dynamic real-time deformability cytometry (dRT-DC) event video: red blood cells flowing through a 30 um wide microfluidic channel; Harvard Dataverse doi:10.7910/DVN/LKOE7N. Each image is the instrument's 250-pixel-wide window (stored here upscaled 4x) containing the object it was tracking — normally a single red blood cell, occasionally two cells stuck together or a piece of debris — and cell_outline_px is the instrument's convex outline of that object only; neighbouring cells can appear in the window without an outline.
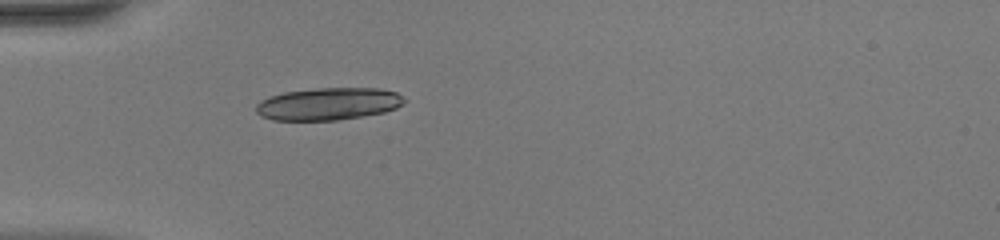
{"species": "common noctule bat (a hibernating species)", "species_latin": "Nyctalus noctula", "temperature_condition": "warm", "stored_images_in_passage": 35, "camera_frame_rate_fps": 3000, "um_per_image_px": 0.085, "animal": {"sex": "female", "body_mass_g": 20.0, "forearm_length_mm": 54.0}, "frame": {"image": 1, "passage_image": 1, "time_ms": 0.0, "image_size_px": [1000, 240], "cell_outline_px": [[408, 100], [396, 108], [384, 112], [336, 120], [272, 120], [260, 116], [256, 112], [256, 104], [260, 100], [284, 92], [316, 88], [380, 88], [396, 92]], "centroid_in_image_um": [27.91, 8.82], "position_along_channel_um": 57.1, "area_um2": 27.98}}
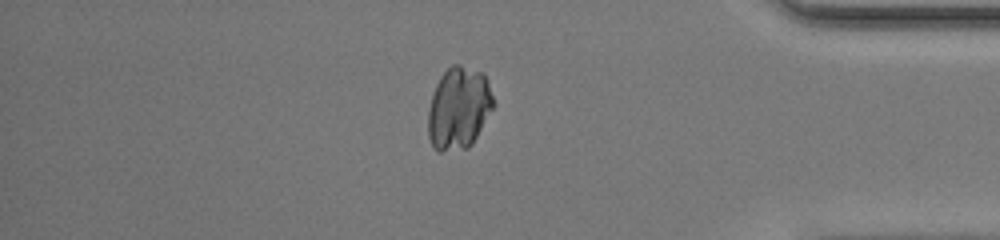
{"frame": {"image": 2, "passage_image": 28, "time_ms": 9.0, "image_size_px": [1000, 240], "cell_outline_px": [[496, 104], [472, 144], [468, 148], [440, 152], [432, 148], [428, 136], [428, 108], [436, 84], [440, 76], [452, 64], [460, 64], [484, 72]], "centroid_in_image_um": [39.0, 9.19], "position_along_channel_um": 396.2, "area_um2": 31.79}}
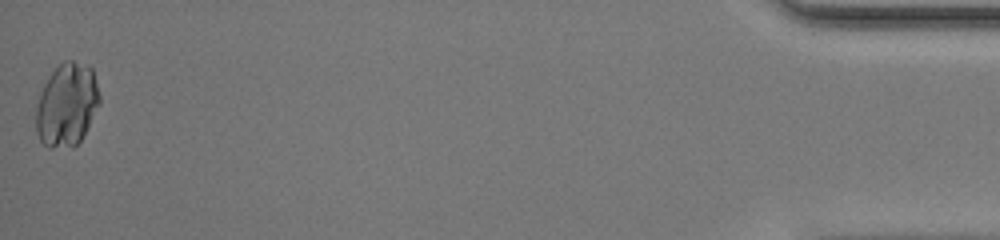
{"frame": {"image": 3, "passage_image": 35, "time_ms": 11.333, "image_size_px": [1000, 240], "cell_outline_px": [[100, 104], [80, 140], [72, 148], [48, 148], [40, 140], [36, 132], [36, 104], [40, 92], [44, 84], [52, 72], [64, 60], [72, 60], [88, 64], [92, 68], [100, 96]], "centroid_in_image_um": [5.67, 8.91], "position_along_channel_um": 429.5, "area_um2": 30.98}}